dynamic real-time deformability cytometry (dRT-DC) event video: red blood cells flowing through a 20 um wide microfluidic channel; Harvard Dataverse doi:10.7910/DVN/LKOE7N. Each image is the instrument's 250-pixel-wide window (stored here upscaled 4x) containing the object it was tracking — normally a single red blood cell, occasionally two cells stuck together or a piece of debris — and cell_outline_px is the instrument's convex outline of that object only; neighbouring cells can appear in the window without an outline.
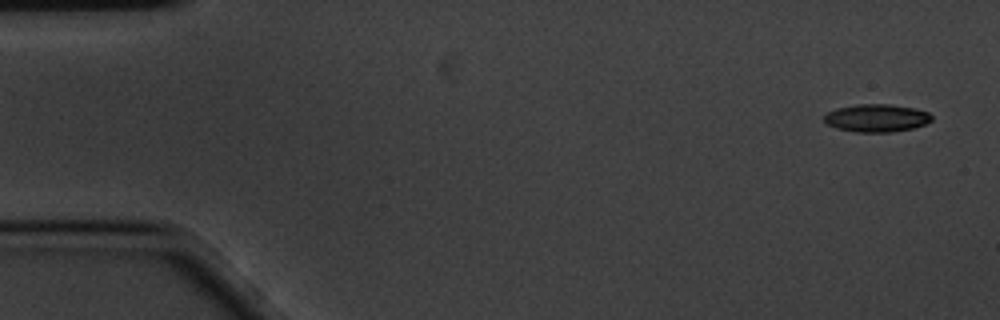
{"species": "common noctule bat (a hibernating species)", "species_latin": "Nyctalus noctula", "temperature_condition": "cold", "stored_images_in_passage": 3, "camera_frame_rate_fps": 3000, "um_per_image_px": 0.085, "animal": {"sex": "male", "body_mass_g": 20.1, "forearm_length_mm": 53.5}, "frame": {"image": 1, "passage_image": 1, "time_ms": 0.0, "image_size_px": [1000, 320], "cell_outline_px": [[932, 120], [924, 124], [912, 128], [892, 132], [856, 132], [836, 128], [828, 124], [824, 120], [824, 116], [828, 112], [836, 108], [856, 104], [888, 104], [916, 108], [928, 112], [932, 116]], "centroid_in_image_um": [74.51, 10.02], "position_along_channel_um": 10.5, "area_um2": 17.4}}